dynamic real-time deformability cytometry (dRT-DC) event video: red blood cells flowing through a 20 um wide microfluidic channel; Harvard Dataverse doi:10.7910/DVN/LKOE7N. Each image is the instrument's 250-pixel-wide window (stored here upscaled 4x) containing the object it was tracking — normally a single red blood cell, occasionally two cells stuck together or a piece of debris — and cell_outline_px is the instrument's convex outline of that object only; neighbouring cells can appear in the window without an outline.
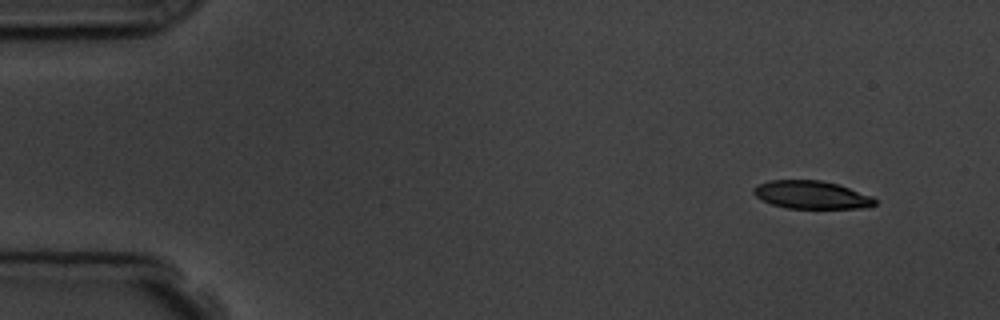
{"species": "common noctule bat (a hibernating species)", "species_latin": "Nyctalus noctula", "temperature_condition": "room temperature", "stored_images_in_passage": 4, "camera_frame_rate_fps": 3000, "um_per_image_px": 0.085, "animal": {"sex": "male", "body_mass_g": 19.5, "forearm_length_mm": 54.6}, "frame": {"image": 1, "passage_image": 1, "time_ms": 0.0, "image_size_px": [1000, 320], "cell_outline_px": [[876, 204], [868, 208], [788, 208], [772, 204], [756, 196], [752, 192], [752, 188], [768, 180], [820, 180], [836, 184], [872, 196], [876, 200]], "centroid_in_image_um": [68.98, 16.56], "position_along_channel_um": 16.0, "area_um2": 19.59}}
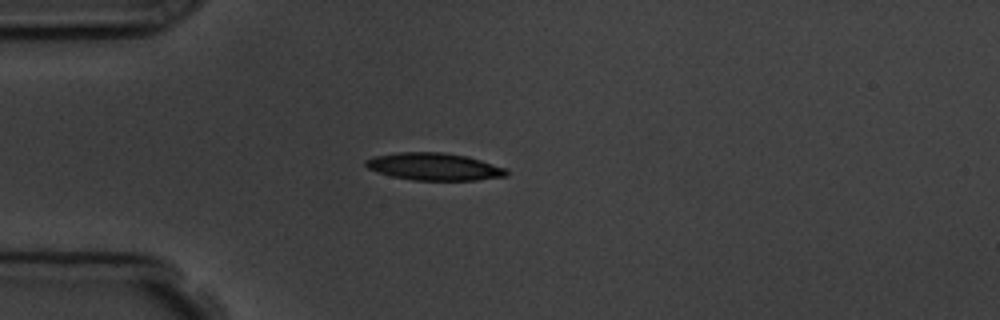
{"frame": {"image": 2, "passage_image": 4, "time_ms": 3.333, "image_size_px": [1000, 320], "cell_outline_px": [[508, 176], [476, 180], [412, 180], [392, 176], [368, 168], [364, 164], [364, 160], [372, 156], [400, 152], [444, 152], [468, 156], [504, 168], [508, 172]], "centroid_in_image_um": [36.88, 14.16], "position_along_channel_um": 48.1, "area_um2": 22.37}}